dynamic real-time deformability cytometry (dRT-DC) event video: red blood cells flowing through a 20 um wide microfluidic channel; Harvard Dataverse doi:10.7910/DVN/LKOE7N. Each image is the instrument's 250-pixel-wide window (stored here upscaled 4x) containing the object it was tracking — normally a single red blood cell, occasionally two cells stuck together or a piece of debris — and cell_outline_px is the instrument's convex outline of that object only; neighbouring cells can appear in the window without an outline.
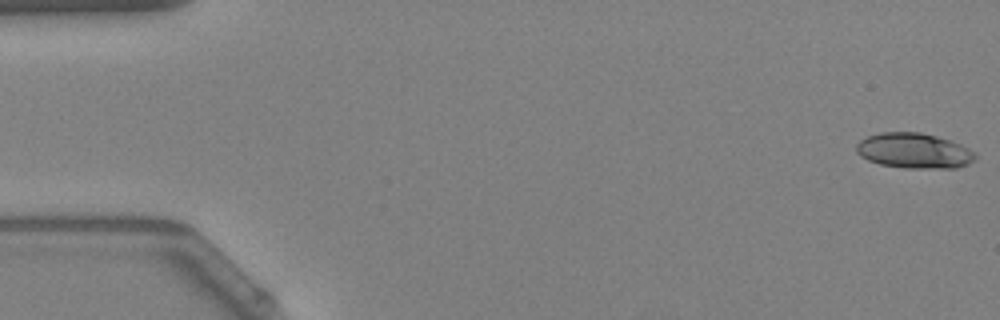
{"species": "Egyptian fruit bat (a non-hibernating species)", "species_latin": "Rousettus aegyptiacus", "temperature_condition": "warm", "stored_images_in_passage": 5, "camera_frame_rate_fps": 3000, "um_per_image_px": 0.085, "animal": {"sex": "female"}, "frame": {"image": 1, "passage_image": 1, "time_ms": 0.0, "image_size_px": [1000, 320], "cell_outline_px": [[976, 160], [968, 164], [956, 168], [904, 168], [880, 164], [868, 160], [860, 156], [856, 152], [856, 144], [860, 140], [868, 136], [880, 132], [920, 132], [936, 136], [960, 144], [976, 152]], "centroid_in_image_um": [77.7, 12.82], "position_along_channel_um": 7.3, "area_um2": 24.57}}